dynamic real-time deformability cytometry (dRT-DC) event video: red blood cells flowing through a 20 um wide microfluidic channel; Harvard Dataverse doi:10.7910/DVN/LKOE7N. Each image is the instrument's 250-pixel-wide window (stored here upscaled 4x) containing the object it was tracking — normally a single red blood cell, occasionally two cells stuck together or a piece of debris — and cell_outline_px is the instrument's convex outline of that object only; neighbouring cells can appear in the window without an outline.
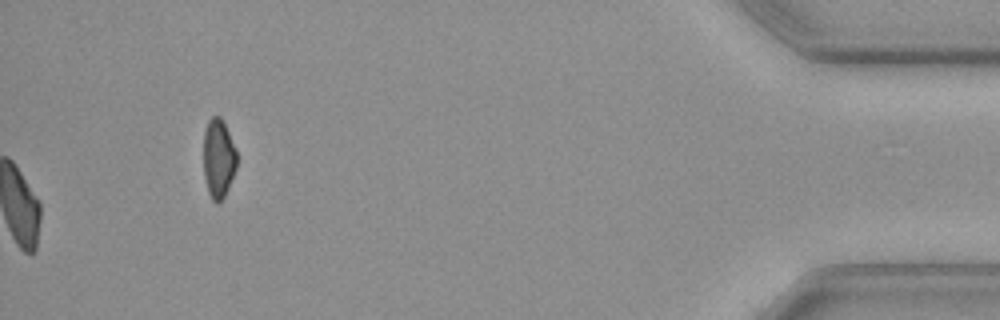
{"species": "common noctule bat (a hibernating species)", "species_latin": "Nyctalus noctula", "temperature_condition": "cold", "stored_images_in_passage": 57, "camera_frame_rate_fps": 3000, "um_per_image_px": 0.085, "animal": {"sex": "female", "body_mass_g": 19.3, "forearm_length_mm": 54.1}, "frame": {"image": 1, "passage_image": 57, "time_ms": 18.667, "image_size_px": [1000, 320], "cell_outline_px": [[236, 168], [228, 188], [224, 196], [216, 204], [212, 200], [208, 192], [204, 176], [204, 132], [208, 120], [212, 116], [220, 116], [228, 132], [236, 152]], "centroid_in_image_um": [18.55, 13.47], "position_along_channel_um": 416.7, "area_um2": 15.09}, "authors_computed_cell_mechanics": {"area_um2": 21.7906, "velocity_mm_per_s": 3.6937, "shape_relaxation_time_tau1_ms": 10.0064, "shape_relaxation_time_tau2_ms": null, "deformation_change_tau1": 0.1701, "deformation_change_tau2": null}}